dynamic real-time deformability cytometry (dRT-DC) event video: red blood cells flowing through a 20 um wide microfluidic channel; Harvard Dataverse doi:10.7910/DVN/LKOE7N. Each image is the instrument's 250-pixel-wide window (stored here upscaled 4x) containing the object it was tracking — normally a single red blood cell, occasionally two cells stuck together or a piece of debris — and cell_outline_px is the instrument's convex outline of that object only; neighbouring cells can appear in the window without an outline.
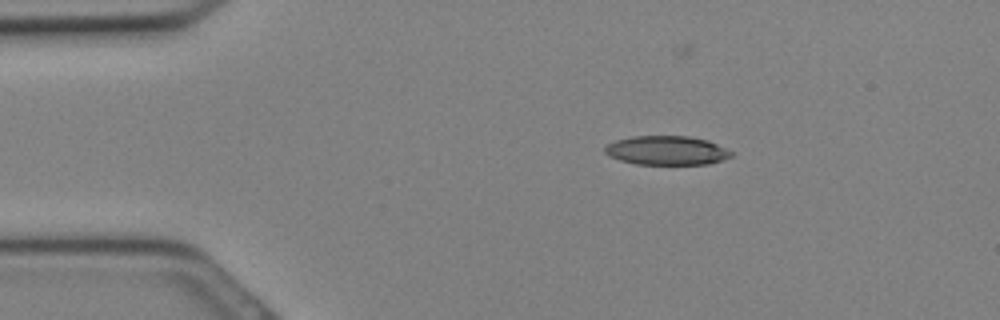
{"species": "Egyptian fruit bat (a non-hibernating species)", "species_latin": "Rousettus aegyptiacus", "temperature_condition": "cold", "stored_images_in_passage": 17, "camera_frame_rate_fps": 3000, "um_per_image_px": 0.085, "animal": {"sex": "female"}, "frame": {"image": 1, "passage_image": 2, "time_ms": 0.333, "image_size_px": [1000, 320], "cell_outline_px": [[732, 156], [708, 164], [636, 164], [620, 160], [608, 156], [604, 152], [604, 148], [608, 144], [616, 140], [632, 136], [688, 136], [708, 140], [732, 152]], "centroid_in_image_um": [56.63, 12.78], "position_along_channel_um": 28.4, "area_um2": 21.27}}
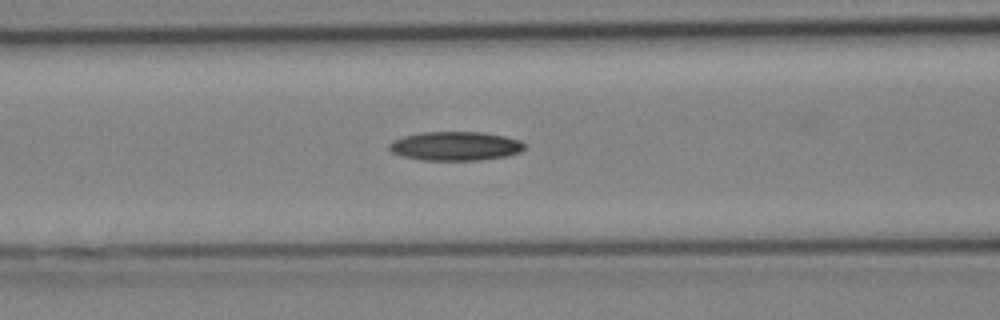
{"frame": {"image": 2, "passage_image": 9, "time_ms": 2.667, "image_size_px": [1000, 320], "cell_outline_px": [[524, 148], [520, 152], [508, 156], [480, 160], [420, 160], [400, 156], [392, 152], [388, 148], [388, 144], [392, 140], [404, 136], [424, 132], [480, 132], [504, 136], [520, 140], [524, 144]], "centroid_in_image_um": [38.68, 12.42], "position_along_channel_um": 127.9, "area_um2": 22.95}}
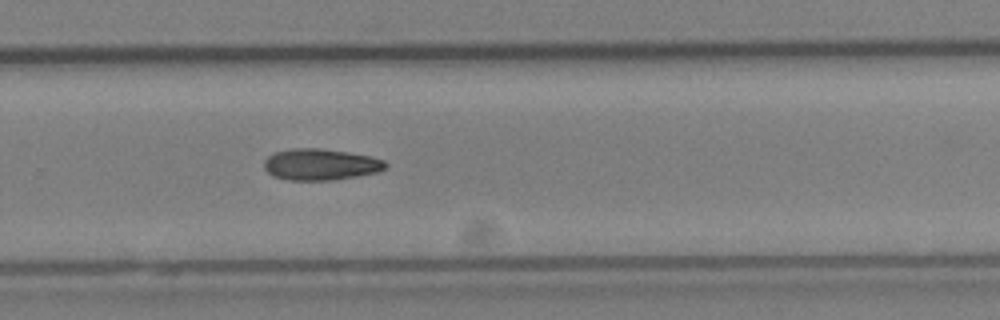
{"frame": {"image": 3, "passage_image": 17, "time_ms": 5.333, "image_size_px": [1000, 320], "cell_outline_px": [[388, 164], [384, 168], [376, 172], [356, 176], [332, 180], [288, 180], [272, 176], [264, 168], [264, 160], [268, 156], [276, 152], [292, 148], [320, 148], [368, 156], [384, 160]], "centroid_in_image_um": [27.2, 13.98], "position_along_channel_um": 302.6, "area_um2": 21.96}}